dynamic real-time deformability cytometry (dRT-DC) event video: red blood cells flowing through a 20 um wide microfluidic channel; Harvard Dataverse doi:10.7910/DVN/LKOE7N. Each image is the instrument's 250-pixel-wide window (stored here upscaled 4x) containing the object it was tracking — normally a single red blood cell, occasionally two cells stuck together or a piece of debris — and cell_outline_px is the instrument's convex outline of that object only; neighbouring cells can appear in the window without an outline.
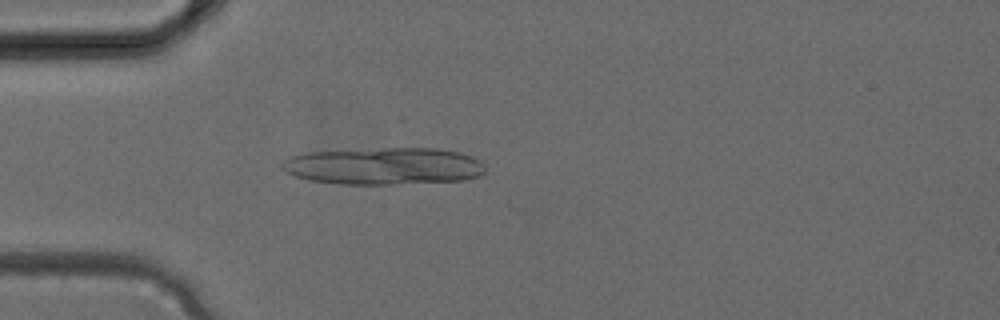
{"species": "common noctule bat (a hibernating species)", "species_latin": "Nyctalus noctula", "temperature_condition": "cold", "stored_images_in_passage": 2, "camera_frame_rate_fps": 3000, "um_per_image_px": 0.085, "animal": {"sex": "female", "body_mass_g": 24.6, "forearm_length_mm": 56.2}, "frame": {"image": 1, "passage_image": 2, "time_ms": 0.333, "image_size_px": [1000, 320], "cell_outline_px": [[484, 172], [480, 176], [464, 180], [396, 184], [336, 184], [312, 180], [296, 176], [280, 168], [280, 164], [284, 160], [292, 156], [308, 152], [388, 148], [440, 148], [460, 152], [472, 156], [480, 160], [484, 164]], "centroid_in_image_um": [32.67, 14.12], "position_along_channel_um": 52.3, "area_um2": 44.04}}